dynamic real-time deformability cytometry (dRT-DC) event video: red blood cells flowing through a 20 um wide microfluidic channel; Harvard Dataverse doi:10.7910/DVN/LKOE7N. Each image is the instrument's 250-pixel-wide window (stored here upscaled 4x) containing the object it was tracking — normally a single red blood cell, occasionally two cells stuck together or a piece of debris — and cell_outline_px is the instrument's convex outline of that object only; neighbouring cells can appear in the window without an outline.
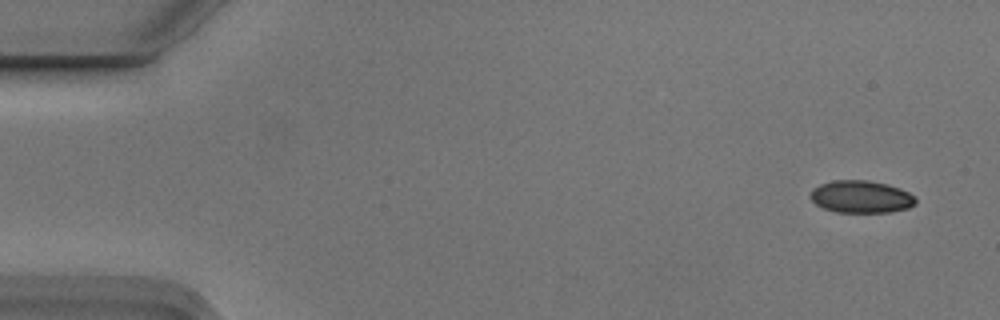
{"species": "Egyptian fruit bat (a non-hibernating species)", "species_latin": "Rousettus aegyptiacus", "temperature_condition": "cold", "stored_images_in_passage": 9, "camera_frame_rate_fps": 3000, "um_per_image_px": 0.085, "animal": {"sex": "male"}, "frame": {"image": 1, "passage_image": 1, "time_ms": 0.0, "image_size_px": [1000, 320], "cell_outline_px": [[916, 204], [908, 208], [888, 212], [836, 212], [824, 208], [816, 204], [808, 196], [812, 188], [820, 184], [832, 180], [868, 180], [900, 188], [916, 196]], "centroid_in_image_um": [73.17, 16.72], "position_along_channel_um": 11.8, "area_um2": 19.94}}
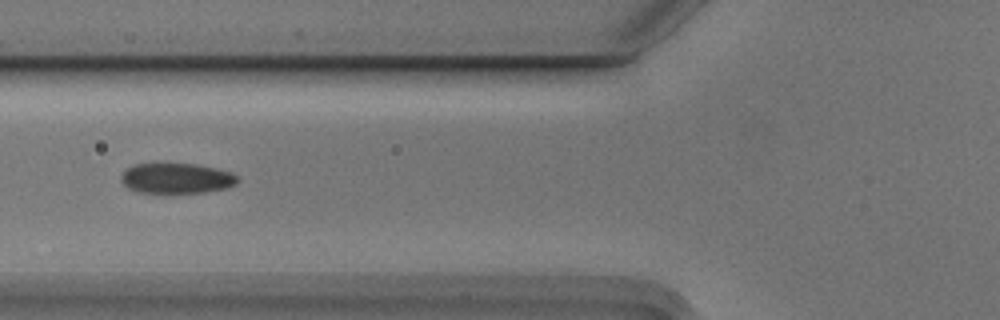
{"frame": {"image": 2, "passage_image": 6, "time_ms": 1.667, "image_size_px": [1000, 320], "cell_outline_px": [[240, 180], [236, 184], [228, 188], [204, 192], [136, 192], [128, 188], [120, 180], [120, 176], [128, 168], [136, 164], [196, 164], [216, 168], [232, 172]], "centroid_in_image_um": [15.03, 15.15], "position_along_channel_um": 110.8, "area_um2": 20.46}}
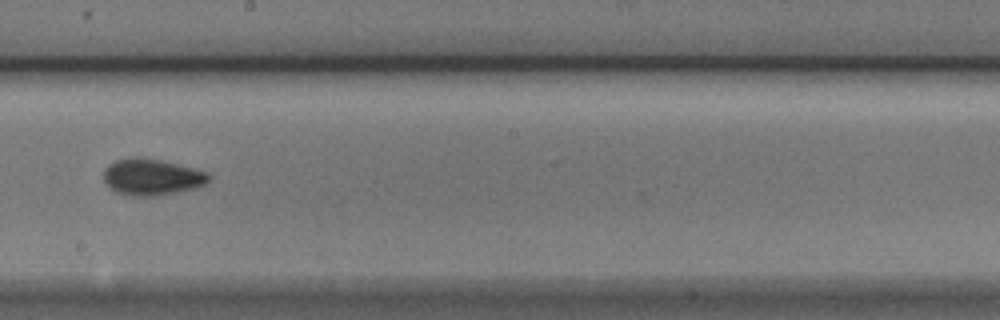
{"frame": {"image": 3, "passage_image": 9, "time_ms": 2.667, "image_size_px": [1000, 320], "cell_outline_px": [[212, 180], [196, 188], [156, 196], [132, 196], [116, 192], [108, 188], [104, 180], [104, 168], [108, 164], [116, 160], [160, 160], [208, 172], [212, 176]], "centroid_in_image_um": [12.93, 15.09], "position_along_channel_um": 235.3, "area_um2": 21.85}}